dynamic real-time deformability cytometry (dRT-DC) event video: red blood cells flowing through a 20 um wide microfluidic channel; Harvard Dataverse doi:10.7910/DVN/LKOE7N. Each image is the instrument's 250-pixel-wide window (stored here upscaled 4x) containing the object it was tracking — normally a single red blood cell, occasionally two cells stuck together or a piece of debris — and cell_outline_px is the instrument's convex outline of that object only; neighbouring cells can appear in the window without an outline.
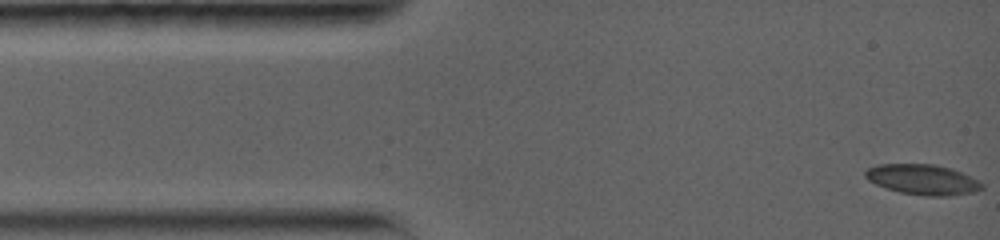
{"species": "common noctule bat (a hibernating species)", "species_latin": "Nyctalus noctula", "temperature_condition": "warm", "stored_images_in_passage": 29, "camera_frame_rate_fps": 5000, "um_per_image_px": 0.085, "animal": {"sex": "female", "body_mass_g": 19.0, "forearm_length_mm": 56.7}, "frame": {"image": 1, "passage_image": 1, "time_ms": 0.0, "image_size_px": [1000, 240], "cell_outline_px": [[984, 188], [972, 192], [948, 196], [924, 196], [900, 192], [876, 184], [868, 180], [864, 176], [864, 172], [868, 168], [880, 164], [936, 164], [952, 168], [984, 184]], "centroid_in_image_um": [78.42, 15.26], "position_along_channel_um": 6.6, "area_um2": 20.46}}
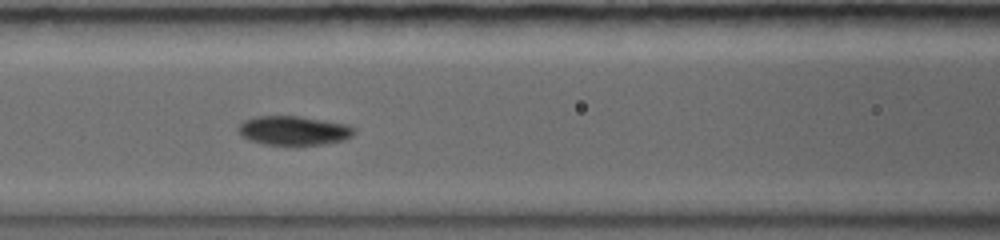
{"frame": {"image": 2, "passage_image": 12, "time_ms": 5.6, "image_size_px": [1000, 240], "cell_outline_px": [[356, 132], [352, 136], [344, 140], [324, 144], [264, 144], [248, 140], [240, 136], [236, 128], [244, 120], [256, 116], [300, 116], [348, 124], [356, 128]], "centroid_in_image_um": [24.96, 11.08], "position_along_channel_um": 141.6, "area_um2": 19.83}}
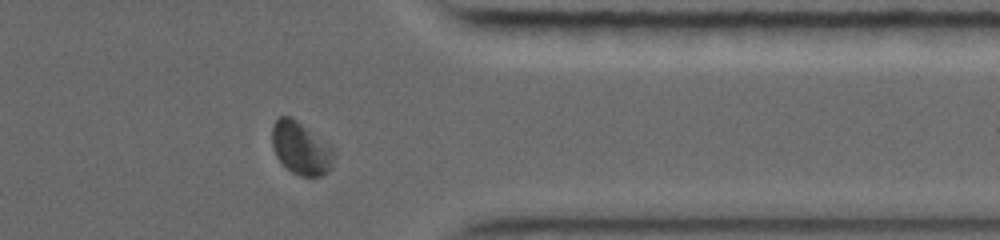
{"frame": {"image": 3, "passage_image": 25, "time_ms": 12.2, "image_size_px": [1000, 240], "cell_outline_px": [[336, 148], [332, 168], [320, 176], [300, 176], [292, 172], [276, 156], [272, 144], [272, 128], [276, 120], [280, 116], [292, 116]], "centroid_in_image_um": [25.62, 12.58], "position_along_channel_um": 385.8, "area_um2": 19.25}, "authors_computed_cell_mechanics": {"area_um2": 19.8832, "velocity_mm_per_s": 3.7888, "shape_relaxation_time_tau1_ms": 4.605, "shape_relaxation_time_tau2_ms": 2.0155, "deformation_change_tau1": 0.161, "deformation_change_tau2": 0.0454}}